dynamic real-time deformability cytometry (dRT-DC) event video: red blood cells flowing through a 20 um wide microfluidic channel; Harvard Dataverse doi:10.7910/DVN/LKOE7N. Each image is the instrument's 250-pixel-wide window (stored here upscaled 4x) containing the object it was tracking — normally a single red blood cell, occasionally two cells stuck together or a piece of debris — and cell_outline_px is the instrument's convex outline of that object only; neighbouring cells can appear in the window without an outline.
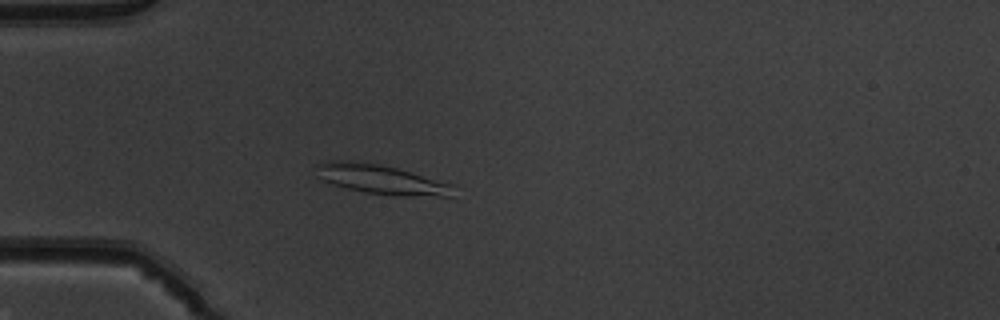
{"species": "common noctule bat (a hibernating species)", "species_latin": "Nyctalus noctula", "temperature_condition": "warm", "stored_images_in_passage": 52, "camera_frame_rate_fps": 3000, "um_per_image_px": 0.085, "animal": {"sex": "male", "body_mass_g": 19.5, "forearm_length_mm": 54.6}, "frame": {"image": 1, "passage_image": 16, "time_ms": 5.0, "image_size_px": [1000, 320], "cell_outline_px": [[452, 196], [400, 196], [364, 192], [348, 188], [324, 180], [316, 176], [316, 164], [332, 160], [344, 160], [376, 164], [396, 168], [452, 184]], "centroid_in_image_um": [32.36, 15.25], "position_along_channel_um": 52.6, "area_um2": 23.0}}
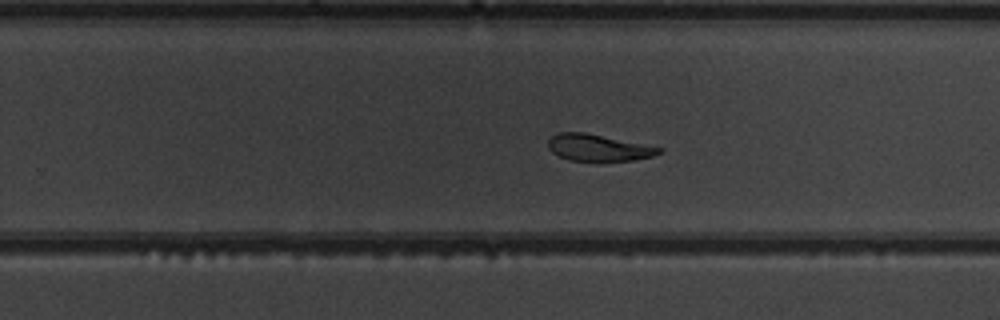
{"frame": {"image": 2, "passage_image": 34, "time_ms": 11.0, "image_size_px": [1000, 320], "cell_outline_px": [[664, 152], [652, 156], [632, 160], [596, 164], [568, 160], [552, 152], [548, 148], [548, 140], [556, 132], [584, 132], [664, 148]], "centroid_in_image_um": [50.85, 12.6], "position_along_channel_um": 278.9, "area_um2": 17.98}}
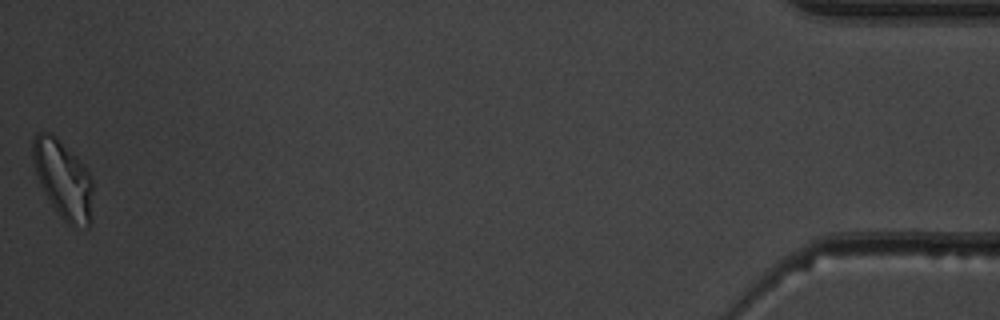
{"frame": {"image": 3, "passage_image": 52, "time_ms": 17.0, "image_size_px": [1000, 320], "cell_outline_px": [[92, 192], [88, 228], [72, 228], [60, 216], [52, 204], [40, 184], [32, 160], [32, 140], [36, 132], [48, 132], [56, 136], [84, 164], [92, 180]], "centroid_in_image_um": [5.35, 15.22], "position_along_channel_um": 429.8, "area_um2": 27.17}, "authors_computed_cell_mechanics": {"area_um2": 21.0681, "velocity_mm_per_s": 3.9851, "shape_relaxation_time_tau1_ms": 10.2348, "shape_relaxation_time_tau2_ms": 2.9145, "deformation_change_tau1": 0.2284, "deformation_change_tau2": 0.0776}}